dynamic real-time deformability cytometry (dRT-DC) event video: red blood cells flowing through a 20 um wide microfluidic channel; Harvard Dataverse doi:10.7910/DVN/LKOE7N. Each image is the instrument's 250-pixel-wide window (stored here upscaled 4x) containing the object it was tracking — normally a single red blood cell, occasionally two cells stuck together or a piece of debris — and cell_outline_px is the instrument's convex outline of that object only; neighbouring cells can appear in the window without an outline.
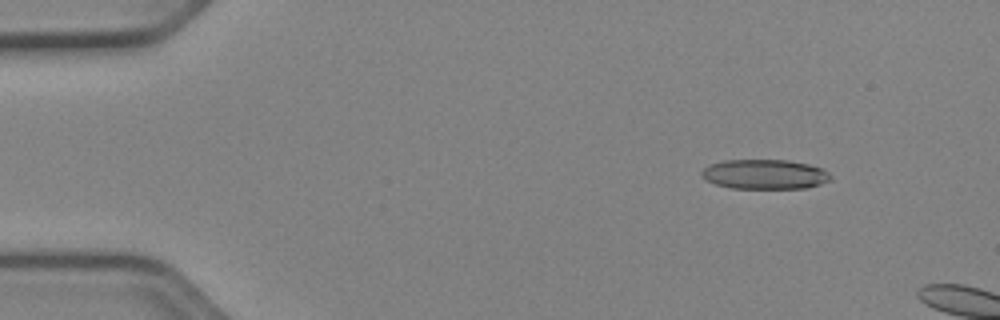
{"species": "Egyptian fruit bat (a non-hibernating species)", "species_latin": "Rousettus aegyptiacus", "temperature_condition": "cold", "stored_images_in_passage": 10, "camera_frame_rate_fps": 3000, "um_per_image_px": 0.085, "animal": {"sex": "female"}, "frame": {"image": 1, "passage_image": 6, "time_ms": 1.667, "image_size_px": [1000, 320], "cell_outline_px": [[832, 180], [820, 184], [804, 188], [732, 188], [716, 184], [704, 180], [700, 176], [700, 172], [708, 164], [724, 160], [788, 160], [808, 164], [820, 168], [828, 172], [832, 176]], "centroid_in_image_um": [64.96, 14.81], "position_along_channel_um": 20.0, "area_um2": 22.43}}